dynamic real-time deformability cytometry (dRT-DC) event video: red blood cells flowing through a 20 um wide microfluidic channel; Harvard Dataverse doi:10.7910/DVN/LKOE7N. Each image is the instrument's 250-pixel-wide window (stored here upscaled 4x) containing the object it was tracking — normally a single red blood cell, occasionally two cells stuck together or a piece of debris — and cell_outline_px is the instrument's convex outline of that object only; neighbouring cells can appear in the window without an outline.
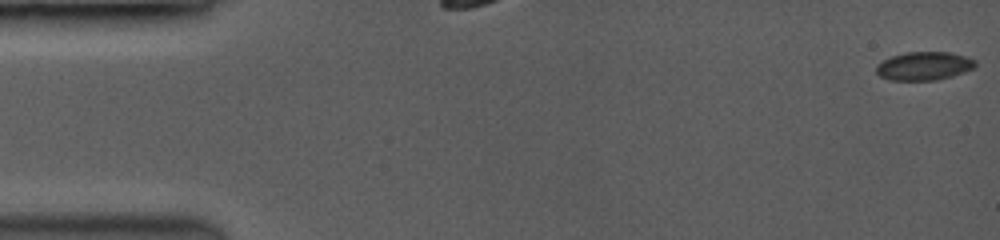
{"species": "common noctule bat (a hibernating species)", "species_latin": "Nyctalus noctula", "temperature_condition": "room temperature", "stored_images_in_passage": 18, "camera_frame_rate_fps": 3500, "um_per_image_px": 0.085, "animal": {"sex": "female", "body_mass_g": 19.0, "forearm_length_mm": 53.3}, "frame": {"image": 1, "passage_image": 1, "time_ms": 0.0, "image_size_px": [1000, 240], "cell_outline_px": [[976, 68], [952, 76], [936, 80], [888, 80], [880, 76], [876, 72], [876, 68], [884, 60], [892, 56], [908, 52], [948, 52], [964, 56], [976, 60]], "centroid_in_image_um": [78.58, 5.62], "position_along_channel_um": 6.4, "area_um2": 16.3}}
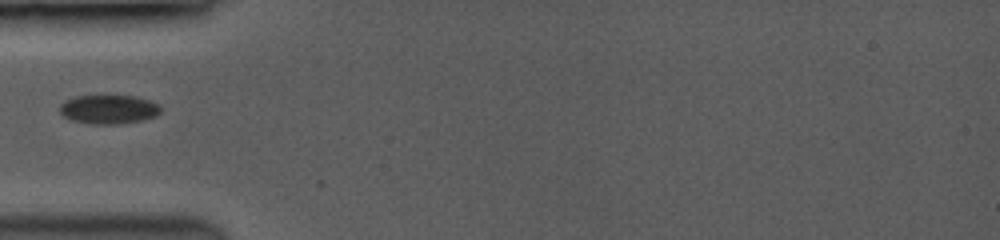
{"frame": {"image": 2, "passage_image": 13, "time_ms": 5.429, "image_size_px": [1000, 240], "cell_outline_px": [[160, 112], [152, 116], [140, 120], [120, 124], [92, 124], [72, 120], [64, 116], [60, 112], [60, 104], [76, 96], [132, 96], [148, 100], [156, 104], [160, 108]], "centroid_in_image_um": [9.19, 9.3], "position_along_channel_um": 75.8, "area_um2": 16.59}}
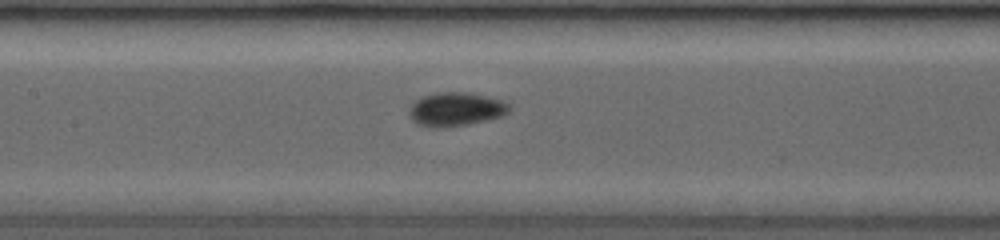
{"frame": {"image": 3, "passage_image": 18, "time_ms": 7.714, "image_size_px": [1000, 240], "cell_outline_px": [[508, 112], [500, 116], [468, 124], [416, 124], [412, 116], [412, 104], [416, 100], [424, 96], [444, 92], [460, 92], [500, 100], [508, 104]], "centroid_in_image_um": [38.78, 9.24], "position_along_channel_um": 168.6, "area_um2": 17.92}}